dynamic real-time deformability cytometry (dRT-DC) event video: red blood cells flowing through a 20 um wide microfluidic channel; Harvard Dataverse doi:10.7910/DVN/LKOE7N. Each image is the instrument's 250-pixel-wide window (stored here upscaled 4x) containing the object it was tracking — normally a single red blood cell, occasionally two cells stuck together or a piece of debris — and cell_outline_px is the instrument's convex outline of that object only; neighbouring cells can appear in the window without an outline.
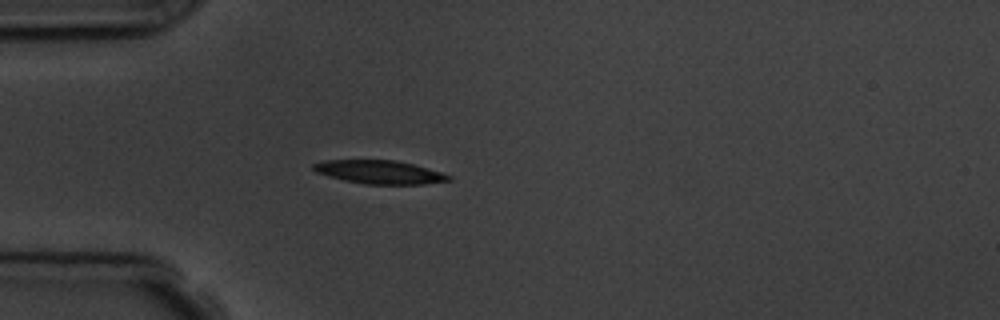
{"species": "common noctule bat (a hibernating species)", "species_latin": "Nyctalus noctula", "temperature_condition": "room temperature", "stored_images_in_passage": 1, "camera_frame_rate_fps": 3000, "um_per_image_px": 0.085, "animal": {"sex": "male", "body_mass_g": 19.5, "forearm_length_mm": 54.6}, "frame": {"image": 1, "passage_image": 1, "time_ms": 0.0, "image_size_px": [1000, 320], "cell_outline_px": [[452, 180], [424, 184], [364, 184], [344, 180], [328, 176], [316, 172], [312, 168], [312, 164], [324, 160], [396, 160], [412, 164], [440, 172], [452, 176]], "centroid_in_image_um": [32.24, 14.63], "position_along_channel_um": 52.8, "area_um2": 18.38}}